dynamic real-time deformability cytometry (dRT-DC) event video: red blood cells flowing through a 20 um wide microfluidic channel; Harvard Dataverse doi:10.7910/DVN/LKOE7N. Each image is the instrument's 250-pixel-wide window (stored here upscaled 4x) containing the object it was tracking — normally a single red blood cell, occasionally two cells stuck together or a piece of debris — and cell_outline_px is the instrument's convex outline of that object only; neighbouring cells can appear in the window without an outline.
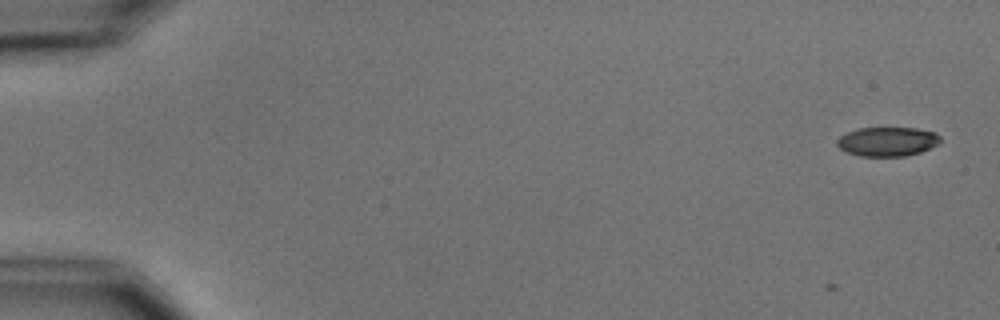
{"species": "common noctule bat (a hibernating species)", "species_latin": "Nyctalus noctula", "temperature_condition": "cold", "stored_images_in_passage": 6, "camera_frame_rate_fps": 3000, "um_per_image_px": 0.085, "animal": {"sex": "male", "body_mass_g": 15.6}, "frame": {"image": 1, "passage_image": 1, "time_ms": 0.0, "image_size_px": [1000, 320], "cell_outline_px": [[940, 144], [920, 152], [904, 156], [860, 156], [844, 152], [836, 144], [836, 140], [840, 136], [848, 132], [860, 128], [916, 128], [936, 132], [940, 136]], "centroid_in_image_um": [75.43, 12.03], "position_along_channel_um": 9.6, "area_um2": 17.69}}
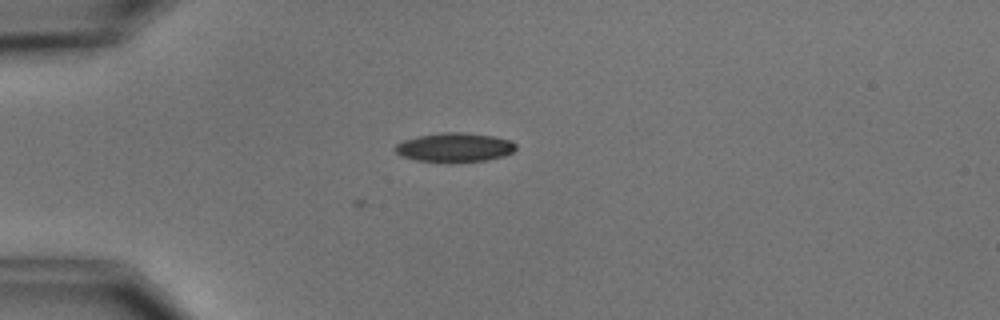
{"frame": {"image": 2, "passage_image": 4, "time_ms": 4.333, "image_size_px": [1000, 320], "cell_outline_px": [[516, 148], [512, 152], [504, 156], [488, 160], [452, 164], [448, 164], [416, 160], [400, 156], [392, 148], [396, 144], [404, 140], [416, 136], [440, 132], [464, 132], [492, 136], [508, 140], [516, 144]], "centroid_in_image_um": [38.59, 12.56], "position_along_channel_um": 46.4, "area_um2": 21.1}}